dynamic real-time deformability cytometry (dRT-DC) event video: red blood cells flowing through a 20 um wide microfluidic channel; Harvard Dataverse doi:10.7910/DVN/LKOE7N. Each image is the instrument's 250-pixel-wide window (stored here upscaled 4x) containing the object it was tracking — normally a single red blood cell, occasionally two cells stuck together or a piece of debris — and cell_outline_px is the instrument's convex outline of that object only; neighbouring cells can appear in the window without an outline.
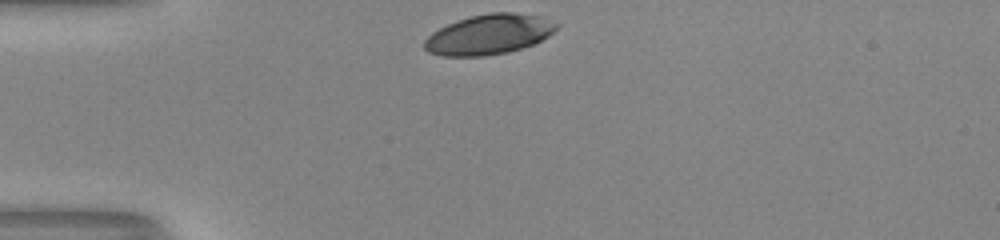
{"species": "human", "species_latin": "Homo sapiens", "temperature_condition": "room temperature", "stored_images_in_passage": 29, "camera_frame_rate_fps": 3000, "um_per_image_px": 0.085, "donor": {"sex": "male"}, "frame": {"image": 1, "passage_image": 1, "time_ms": 0.0, "image_size_px": [1000, 240], "cell_outline_px": [[560, 24], [548, 36], [532, 44], [508, 52], [484, 56], [444, 56], [428, 52], [424, 48], [424, 40], [432, 32], [456, 20], [468, 16], [492, 12], [512, 12], [540, 16]], "centroid_in_image_um": [41.53, 2.92], "position_along_channel_um": 43.5, "area_um2": 30.75}}
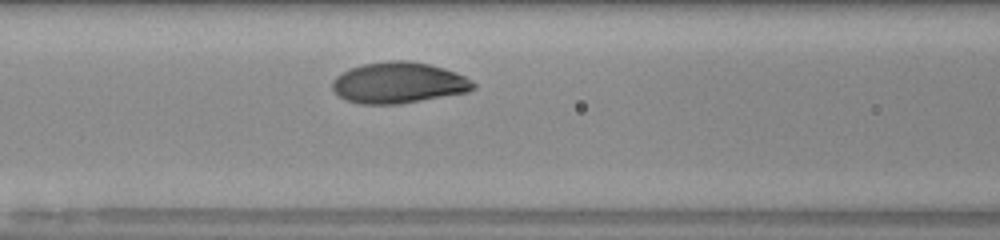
{"frame": {"image": 2, "passage_image": 10, "time_ms": 3.0, "image_size_px": [1000, 240], "cell_outline_px": [[476, 88], [468, 92], [396, 104], [360, 104], [344, 100], [336, 96], [332, 88], [332, 80], [336, 76], [352, 68], [364, 64], [388, 60], [408, 60], [428, 64], [444, 68], [464, 76], [472, 80], [476, 84]], "centroid_in_image_um": [33.86, 7.04], "position_along_channel_um": 132.7, "area_um2": 33.76}}
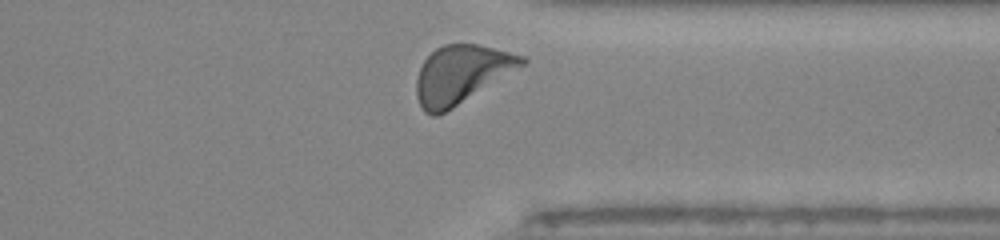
{"frame": {"image": 3, "passage_image": 28, "time_ms": 9.0, "image_size_px": [1000, 240], "cell_outline_px": [[528, 60], [524, 64], [452, 108], [436, 116], [432, 116], [424, 112], [416, 96], [416, 80], [420, 68], [424, 60], [436, 48], [444, 44], [480, 44], [524, 56]], "centroid_in_image_um": [39.17, 6.31], "position_along_channel_um": 372.2, "area_um2": 35.08}, "authors_computed_cell_mechanics": {"area_um2": 33.1194, "velocity_mm_per_s": 4.0156, "shape_relaxation_time_tau1_ms": 1.9787, "shape_relaxation_time_tau2_ms": null, "deformation_change_tau1": 0.1403, "deformation_change_tau2": null}}